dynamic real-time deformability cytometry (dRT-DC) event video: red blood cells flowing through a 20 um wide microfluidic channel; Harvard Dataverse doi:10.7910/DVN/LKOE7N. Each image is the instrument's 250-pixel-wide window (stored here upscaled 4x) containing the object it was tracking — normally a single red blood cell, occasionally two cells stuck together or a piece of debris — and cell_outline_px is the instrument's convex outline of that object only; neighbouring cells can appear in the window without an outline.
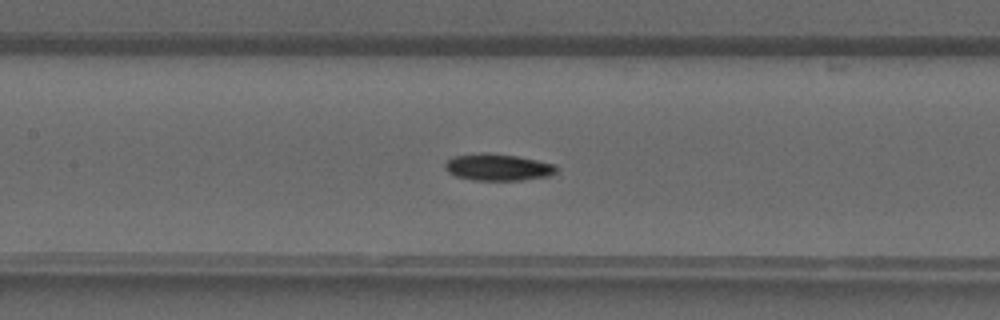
{"species": "common noctule bat (a hibernating species)", "species_latin": "Nyctalus noctula", "temperature_condition": "warm", "stored_images_in_passage": 32, "camera_frame_rate_fps": 3000, "um_per_image_px": 0.085, "animal": {"sex": "male", "forearm_length_mm": 52.5}, "frame": {"image": 1, "passage_image": 11, "time_ms": 3.333, "image_size_px": [1000, 320], "cell_outline_px": [[560, 168], [556, 172], [548, 176], [520, 180], [472, 180], [456, 176], [448, 172], [444, 168], [444, 164], [452, 156], [480, 152], [488, 152], [516, 156], [556, 164]], "centroid_in_image_um": [42.31, 14.2], "position_along_channel_um": 165.1, "area_um2": 17.57}}
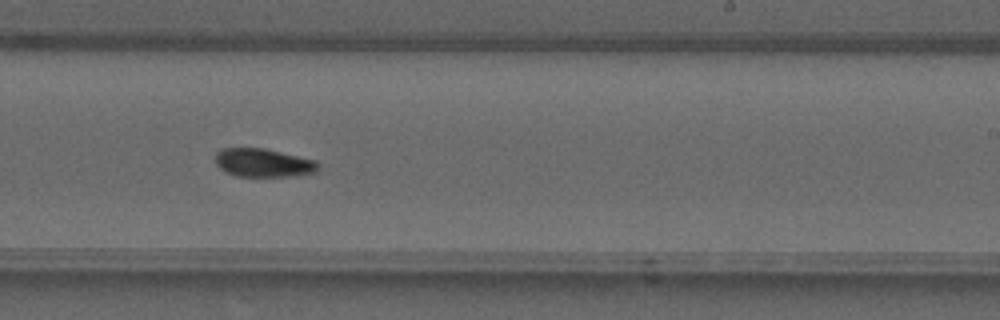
{"frame": {"image": 2, "passage_image": 17, "time_ms": 5.333, "image_size_px": [1000, 320], "cell_outline_px": [[320, 168], [316, 172], [292, 176], [236, 176], [224, 172], [212, 160], [216, 152], [224, 148], [264, 148], [316, 160], [320, 164]], "centroid_in_image_um": [22.36, 13.84], "position_along_channel_um": 266.6, "area_um2": 17.28}}
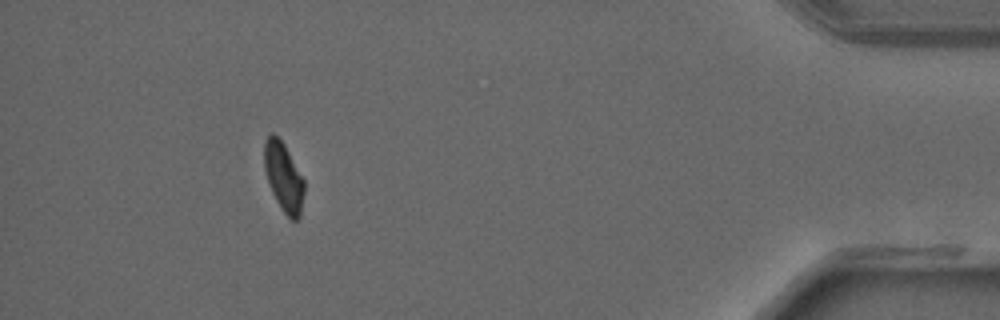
{"frame": {"image": 3, "passage_image": 29, "time_ms": 9.333, "image_size_px": [1000, 320], "cell_outline_px": [[304, 192], [300, 216], [296, 220], [292, 220], [280, 208], [272, 192], [264, 168], [264, 144], [268, 136], [272, 132], [284, 144], [304, 180]], "centroid_in_image_um": [24.11, 15.06], "position_along_channel_um": 411.1, "area_um2": 15.78}}